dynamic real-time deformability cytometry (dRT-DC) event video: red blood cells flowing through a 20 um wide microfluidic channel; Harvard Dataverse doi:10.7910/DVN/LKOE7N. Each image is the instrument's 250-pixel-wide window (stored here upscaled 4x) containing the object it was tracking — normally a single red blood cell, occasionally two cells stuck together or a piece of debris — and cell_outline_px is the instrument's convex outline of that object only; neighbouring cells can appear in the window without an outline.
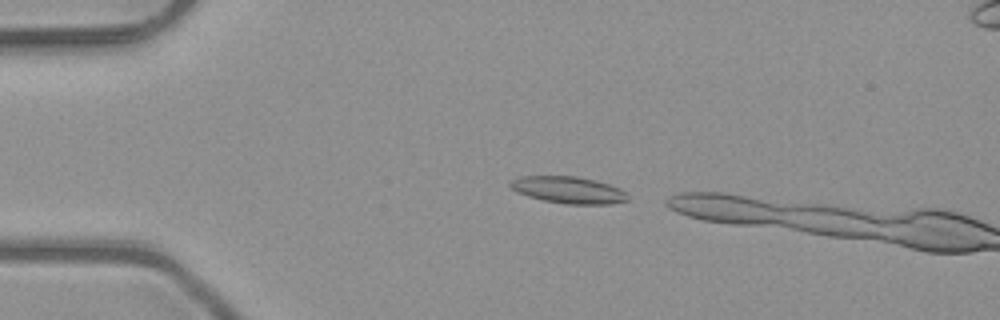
{"species": "common noctule bat (a hibernating species)", "species_latin": "Nyctalus noctula", "temperature_condition": "room temperature", "stored_images_in_passage": 2, "camera_frame_rate_fps": 3000, "um_per_image_px": 0.085, "animal": {"sex": "male", "body_mass_g": 23.1, "forearm_length_mm": 52.7}, "frame": {"image": 1, "passage_image": 1, "time_ms": 0.0, "image_size_px": [1000, 320], "cell_outline_px": [[628, 200], [612, 204], [564, 204], [544, 200], [528, 196], [516, 192], [508, 184], [512, 180], [520, 176], [576, 176], [596, 180], [620, 188], [628, 196]], "centroid_in_image_um": [48.31, 16.14], "position_along_channel_um": 36.7, "area_um2": 18.38}}